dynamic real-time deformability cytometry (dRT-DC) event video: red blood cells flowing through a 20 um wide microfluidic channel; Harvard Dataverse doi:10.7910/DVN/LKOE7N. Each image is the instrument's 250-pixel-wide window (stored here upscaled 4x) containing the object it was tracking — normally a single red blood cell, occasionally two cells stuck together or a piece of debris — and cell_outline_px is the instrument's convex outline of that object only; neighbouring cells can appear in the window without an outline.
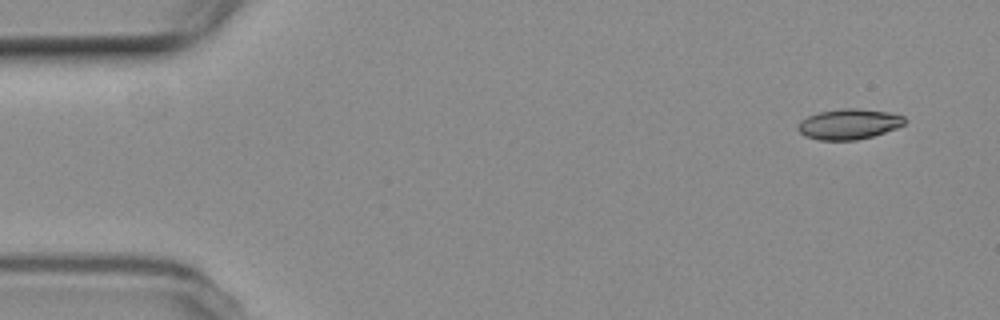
{"species": "common noctule bat (a hibernating species)", "species_latin": "Nyctalus noctula", "temperature_condition": "room temperature", "stored_images_in_passage": 4, "camera_frame_rate_fps": 3000, "um_per_image_px": 0.085, "animal": {"sex": "female", "body_mass_g": 19.3, "forearm_length_mm": 54.1}, "frame": {"image": 1, "passage_image": 1, "time_ms": 0.0, "image_size_px": [1000, 320], "cell_outline_px": [[904, 124], [896, 128], [872, 136], [856, 140], [820, 140], [804, 136], [796, 128], [800, 120], [808, 116], [820, 112], [844, 108], [856, 108], [888, 112], [904, 116]], "centroid_in_image_um": [72.12, 10.55], "position_along_channel_um": 12.9, "area_um2": 18.79}}
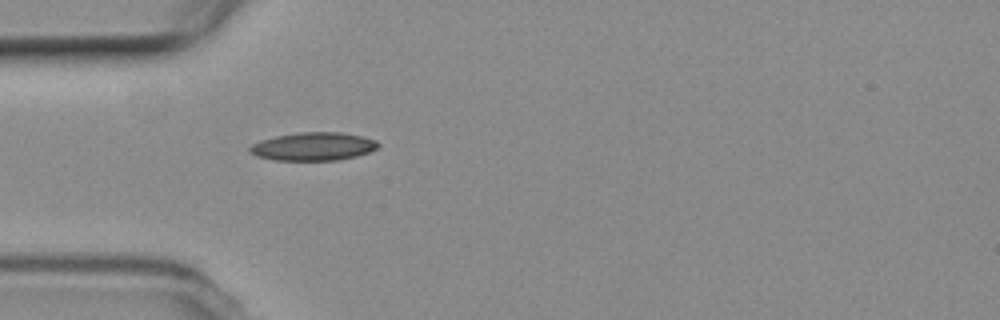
{"frame": {"image": 2, "passage_image": 4, "time_ms": 4.333, "image_size_px": [1000, 320], "cell_outline_px": [[380, 144], [376, 148], [368, 152], [356, 156], [336, 160], [276, 160], [256, 156], [248, 148], [252, 144], [260, 140], [276, 136], [300, 132], [340, 132], [360, 136], [376, 140]], "centroid_in_image_um": [26.62, 12.44], "position_along_channel_um": 58.4, "area_um2": 20.87}}